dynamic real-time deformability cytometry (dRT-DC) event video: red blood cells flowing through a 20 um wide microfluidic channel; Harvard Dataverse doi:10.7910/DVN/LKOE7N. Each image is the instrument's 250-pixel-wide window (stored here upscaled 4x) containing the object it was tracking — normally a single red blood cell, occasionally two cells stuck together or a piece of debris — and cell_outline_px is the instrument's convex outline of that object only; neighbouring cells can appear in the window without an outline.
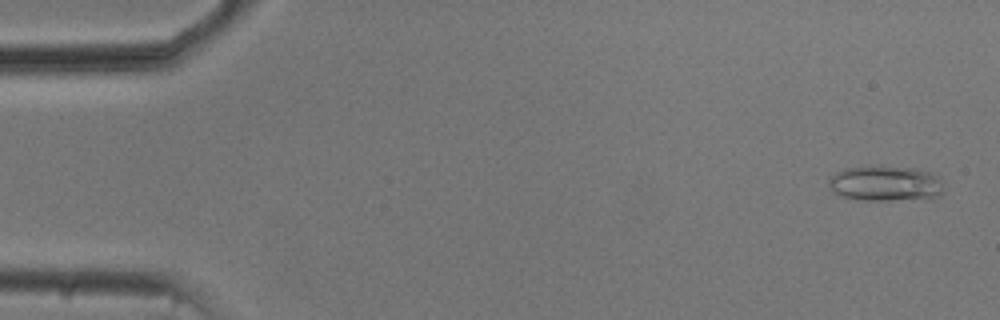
{"species": "common noctule bat (a hibernating species)", "species_latin": "Nyctalus noctula", "temperature_condition": "cold", "stored_images_in_passage": 53, "camera_frame_rate_fps": 3000, "um_per_image_px": 0.085, "animal": {"sex": "male", "body_mass_g": 20.5, "forearm_length_mm": 52.5}, "frame": {"image": 1, "passage_image": 2, "time_ms": 0.333, "image_size_px": [1000, 320], "cell_outline_px": [[944, 192], [940, 196], [888, 200], [856, 200], [832, 192], [828, 184], [828, 180], [836, 172], [844, 168], [872, 164], [880, 164], [916, 168], [932, 172], [940, 180], [944, 188]], "centroid_in_image_um": [75.23, 15.55], "position_along_channel_um": 9.8, "area_um2": 24.28}}
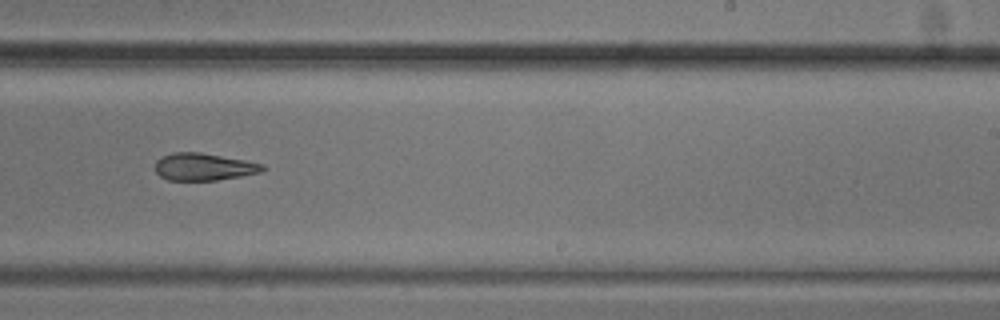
{"frame": {"image": 2, "passage_image": 33, "time_ms": 10.667, "image_size_px": [1000, 320], "cell_outline_px": [[268, 168], [260, 172], [240, 176], [216, 180], [168, 180], [160, 176], [156, 172], [156, 160], [160, 156], [172, 152], [200, 152], [244, 160], [264, 164]], "centroid_in_image_um": [17.31, 14.17], "position_along_channel_um": 271.7, "area_um2": 17.11}}
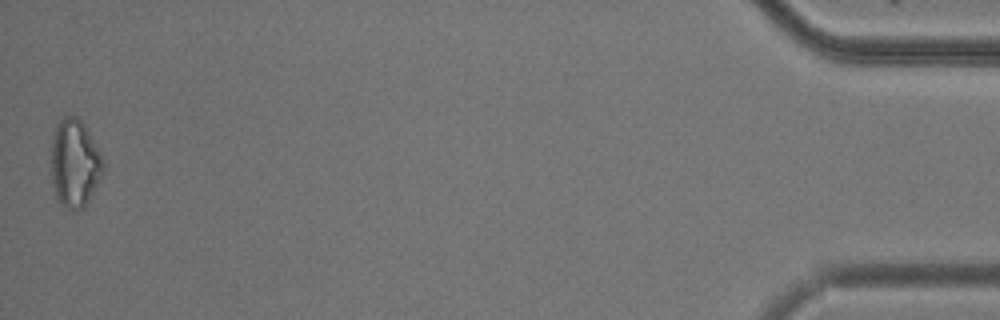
{"frame": {"image": 3, "passage_image": 53, "time_ms": 17.333, "image_size_px": [1000, 320], "cell_outline_px": [[104, 168], [84, 208], [76, 212], [72, 212], [56, 196], [52, 180], [52, 136], [56, 124], [64, 116], [76, 116], [84, 124], [92, 136], [104, 160]], "centroid_in_image_um": [6.35, 13.85], "position_along_channel_um": 428.8, "area_um2": 26.41}, "authors_computed_cell_mechanics": {"area_um2": 19.074, "velocity_mm_per_s": 3.7597, "shape_relaxation_time_tau1_ms": 4.5791, "shape_relaxation_time_tau2_ms": null, "deformation_change_tau1": 0.1238, "deformation_change_tau2": null}}